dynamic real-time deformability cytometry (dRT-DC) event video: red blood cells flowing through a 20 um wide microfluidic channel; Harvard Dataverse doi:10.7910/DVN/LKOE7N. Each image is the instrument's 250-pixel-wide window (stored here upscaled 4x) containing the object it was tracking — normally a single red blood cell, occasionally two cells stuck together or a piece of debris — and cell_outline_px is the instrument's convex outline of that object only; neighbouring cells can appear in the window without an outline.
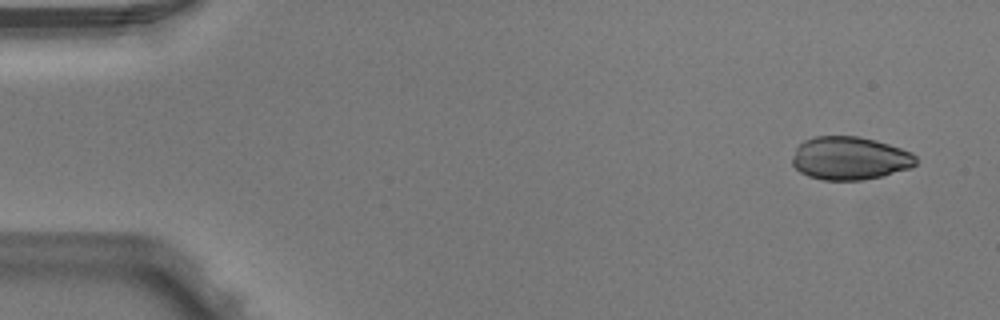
{"species": "Egyptian fruit bat (a non-hibernating species)", "species_latin": "Rousettus aegyptiacus", "temperature_condition": "warm", "stored_images_in_passage": 5, "segment_of_instrument_passage": [2, 2], "camera_frame_rate_fps": 3000, "um_per_image_px": 0.085, "animal": {"sex": "male"}, "frame": {"image": 1, "passage_image": 5, "time_ms": 1.333, "image_size_px": [1000, 320], "cell_outline_px": [[916, 164], [912, 168], [884, 176], [864, 180], [824, 180], [808, 176], [800, 172], [792, 164], [792, 156], [796, 148], [804, 140], [816, 136], [860, 136], [876, 140], [912, 152], [916, 156]], "centroid_in_image_um": [72.25, 13.46], "position_along_channel_um": 12.8, "area_um2": 31.39}}